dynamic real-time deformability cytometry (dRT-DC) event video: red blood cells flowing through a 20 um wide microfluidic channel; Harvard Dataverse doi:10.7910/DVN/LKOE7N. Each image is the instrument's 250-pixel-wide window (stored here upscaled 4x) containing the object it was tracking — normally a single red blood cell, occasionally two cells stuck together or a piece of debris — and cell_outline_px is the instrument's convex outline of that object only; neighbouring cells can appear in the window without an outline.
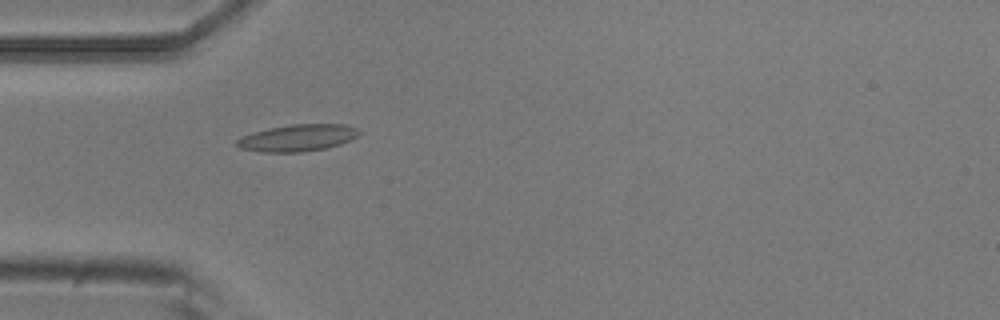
{"species": "common noctule bat (a hibernating species)", "species_latin": "Nyctalus noctula", "temperature_condition": "room temperature", "stored_images_in_passage": 2, "camera_frame_rate_fps": 3000, "um_per_image_px": 0.085, "animal": {"sex": "male", "body_mass_g": 20.5, "forearm_length_mm": 52.5}, "frame": {"image": 1, "passage_image": 1, "time_ms": 0.0, "image_size_px": [1000, 320], "cell_outline_px": [[364, 132], [360, 136], [352, 140], [340, 144], [324, 148], [300, 152], [260, 152], [240, 148], [236, 144], [236, 140], [252, 132], [268, 128], [288, 124], [344, 124], [356, 128]], "centroid_in_image_um": [25.34, 11.71], "position_along_channel_um": 59.7, "area_um2": 19.31}}
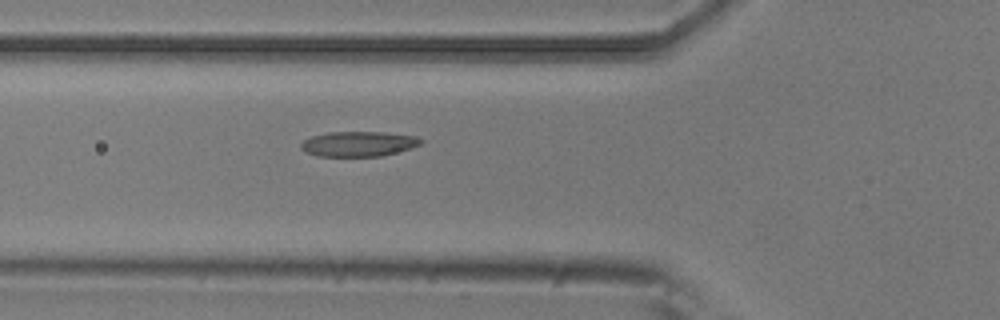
{"frame": {"image": 2, "passage_image": 2, "time_ms": 0.333, "image_size_px": [1000, 320], "cell_outline_px": [[424, 140], [420, 144], [412, 148], [380, 156], [316, 156], [300, 148], [300, 144], [304, 140], [312, 136], [328, 132], [384, 132], [416, 136]], "centroid_in_image_um": [30.48, 12.22], "position_along_channel_um": 95.3, "area_um2": 17.46}}